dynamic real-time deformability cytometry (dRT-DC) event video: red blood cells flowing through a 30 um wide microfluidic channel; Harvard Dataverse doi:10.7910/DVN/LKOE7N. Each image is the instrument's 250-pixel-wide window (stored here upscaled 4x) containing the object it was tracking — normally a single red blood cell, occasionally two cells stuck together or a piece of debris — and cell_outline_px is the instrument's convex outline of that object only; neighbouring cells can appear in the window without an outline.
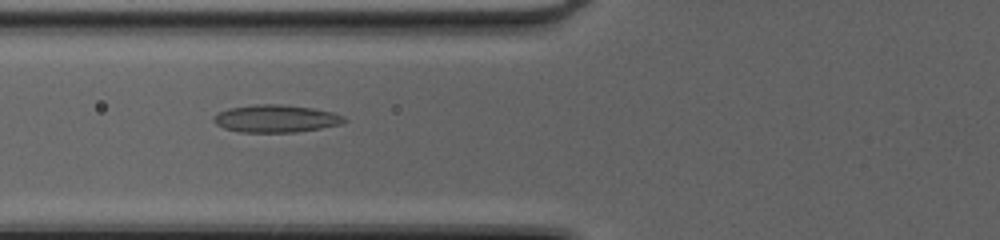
{"species": "common noctule bat (a hibernating species)", "species_latin": "Nyctalus noctula", "temperature_condition": "cold", "stored_images_in_passage": 36, "camera_frame_rate_fps": 3000, "um_per_image_px": 0.085, "animal": {"sex": "female", "body_mass_g": 20.0, "forearm_length_mm": 54.0}, "frame": {"image": 1, "passage_image": 7, "time_ms": 2.0, "image_size_px": [1000, 240], "cell_outline_px": [[348, 120], [340, 124], [320, 128], [296, 132], [240, 132], [224, 128], [216, 124], [212, 120], [212, 116], [228, 108], [256, 104], [280, 104], [312, 108], [332, 112], [344, 116]], "centroid_in_image_um": [23.43, 10.08], "position_along_channel_um": 102.4, "area_um2": 20.92}}
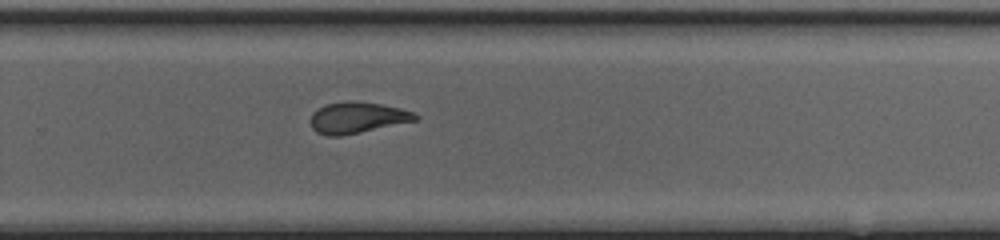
{"frame": {"image": 2, "passage_image": 21, "time_ms": 6.667, "image_size_px": [1000, 240], "cell_outline_px": [[420, 116], [416, 120], [360, 132], [340, 136], [328, 136], [316, 132], [312, 128], [312, 112], [328, 104], [380, 104], [400, 108], [412, 112]], "centroid_in_image_um": [30.38, 10.05], "position_along_channel_um": 299.4, "area_um2": 17.92}}
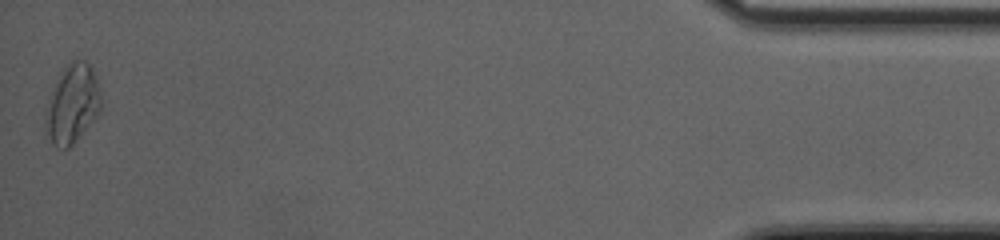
{"frame": {"image": 3, "passage_image": 36, "time_ms": 11.667, "image_size_px": [1000, 240], "cell_outline_px": [[100, 112], [72, 144], [68, 148], [56, 148], [52, 144], [44, 132], [44, 120], [56, 84], [60, 76], [76, 60], [84, 60], [92, 68], [100, 92]], "centroid_in_image_um": [6.15, 8.93], "position_along_channel_um": 429.0, "area_um2": 24.33}, "authors_computed_cell_mechanics": {"area_um2": 19.941, "velocity_mm_per_s": 4.2216, "shape_relaxation_time_tau1_ms": null, "shape_relaxation_time_tau2_ms": 1.8282, "deformation_change_tau1": null, "deformation_change_tau2": 0.0941}}